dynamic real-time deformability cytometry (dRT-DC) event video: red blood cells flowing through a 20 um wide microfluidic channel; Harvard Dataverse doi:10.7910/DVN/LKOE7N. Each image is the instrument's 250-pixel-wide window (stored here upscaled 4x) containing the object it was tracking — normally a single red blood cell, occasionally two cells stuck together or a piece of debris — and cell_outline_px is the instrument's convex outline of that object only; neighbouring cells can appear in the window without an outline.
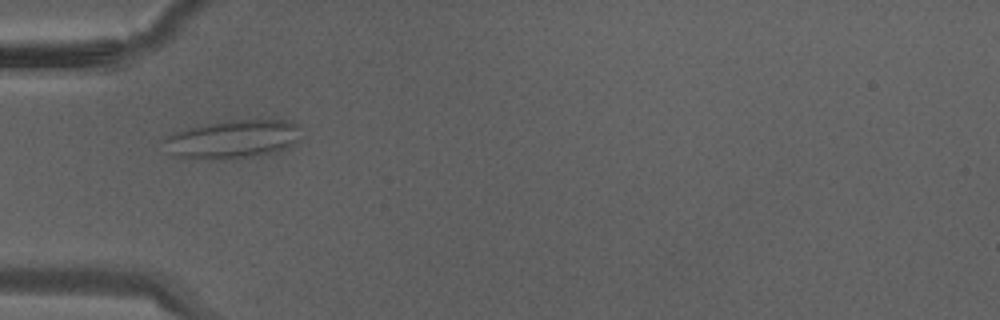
{"species": "Egyptian fruit bat (a non-hibernating species)", "species_latin": "Rousettus aegyptiacus", "temperature_condition": "warm", "stored_images_in_passage": 23, "camera_frame_rate_fps": 3000, "um_per_image_px": 0.085, "animal": {"sex": "male"}, "frame": {"image": 1, "passage_image": 1, "time_ms": 0.0, "image_size_px": [1000, 320], "cell_outline_px": [[300, 128], [292, 144], [288, 148], [276, 152], [248, 156], [180, 156], [160, 140], [176, 132], [196, 124], [232, 120], [296, 120]], "centroid_in_image_um": [19.87, 11.74], "position_along_channel_um": 65.1, "area_um2": 29.25}}
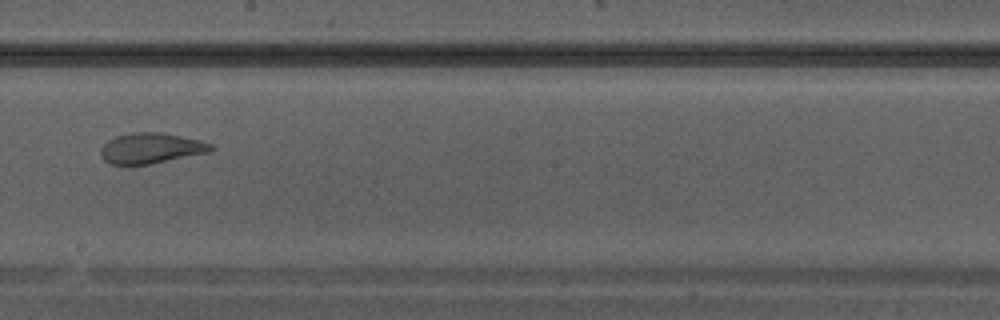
{"frame": {"image": 2, "passage_image": 10, "time_ms": 3.0, "image_size_px": [1000, 320], "cell_outline_px": [[216, 148], [212, 152], [148, 164], [112, 164], [104, 160], [100, 156], [100, 148], [108, 140], [116, 136], [136, 132], [160, 132], [200, 140], [212, 144]], "centroid_in_image_um": [12.86, 12.59], "position_along_channel_um": 235.3, "area_um2": 19.59}}